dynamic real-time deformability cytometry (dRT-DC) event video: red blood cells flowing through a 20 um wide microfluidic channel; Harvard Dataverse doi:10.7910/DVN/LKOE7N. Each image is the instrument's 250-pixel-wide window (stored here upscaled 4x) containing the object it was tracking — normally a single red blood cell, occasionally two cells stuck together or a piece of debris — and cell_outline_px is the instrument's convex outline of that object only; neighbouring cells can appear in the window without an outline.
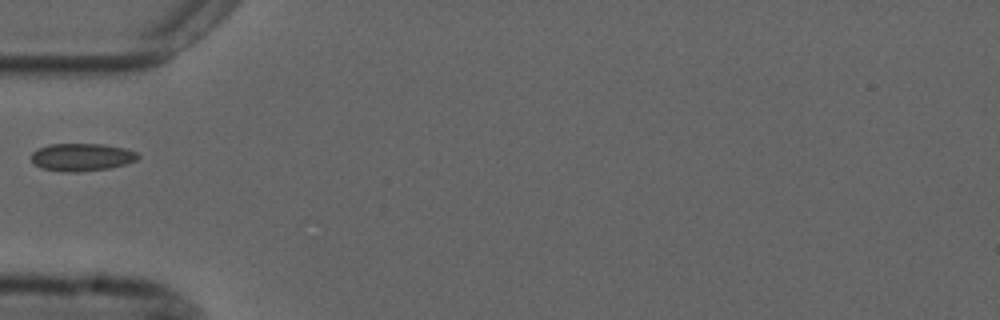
{"species": "common noctule bat (a hibernating species)", "species_latin": "Nyctalus noctula", "temperature_condition": "cold", "stored_images_in_passage": 37, "camera_frame_rate_fps": 3000, "um_per_image_px": 0.085, "animal": {"sex": "male", "forearm_length_mm": 52.5}, "frame": {"image": 1, "passage_image": 1, "time_ms": 0.0, "image_size_px": [1000, 320], "cell_outline_px": [[140, 156], [136, 160], [124, 164], [108, 168], [76, 172], [64, 172], [40, 168], [32, 160], [32, 152], [48, 144], [104, 144], [124, 148], [136, 152]], "centroid_in_image_um": [6.94, 13.35], "position_along_channel_um": 78.1, "area_um2": 17.05}}
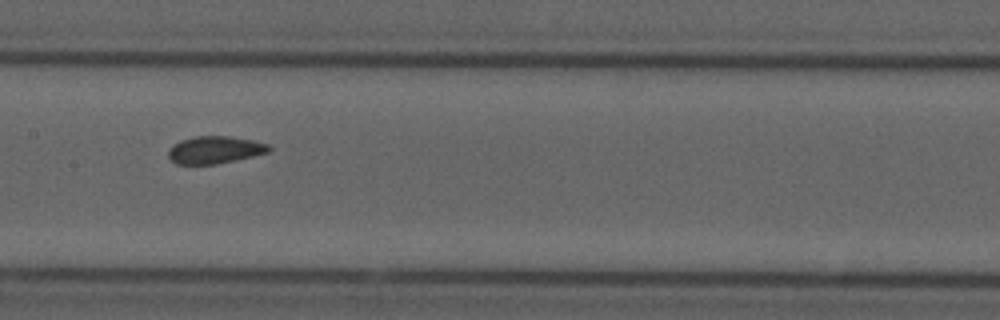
{"frame": {"image": 2, "passage_image": 10, "time_ms": 3.0, "image_size_px": [1000, 320], "cell_outline_px": [[272, 148], [268, 152], [236, 160], [216, 164], [176, 164], [168, 156], [168, 148], [180, 140], [196, 136], [228, 136], [252, 140], [268, 144]], "centroid_in_image_um": [18.24, 12.74], "position_along_channel_um": 189.2, "area_um2": 16.01}}
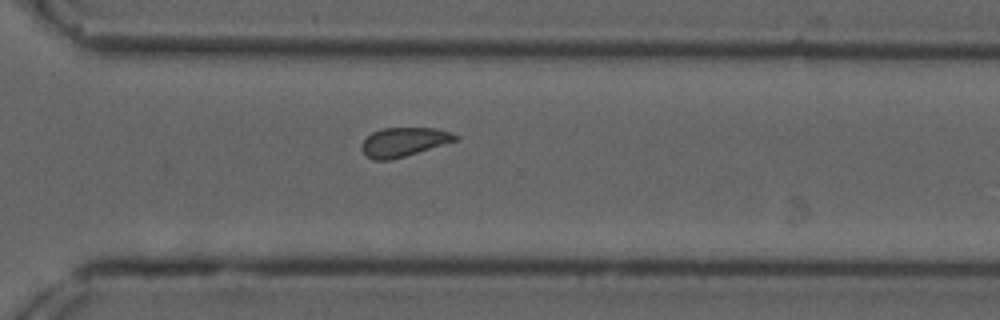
{"frame": {"image": 3, "passage_image": 22, "time_ms": 7.0, "image_size_px": [1000, 320], "cell_outline_px": [[460, 140], [392, 160], [372, 160], [360, 148], [360, 144], [372, 132], [384, 128], [436, 128], [460, 136]], "centroid_in_image_um": [34.35, 12.07], "position_along_channel_um": 336.3, "area_um2": 15.95}}